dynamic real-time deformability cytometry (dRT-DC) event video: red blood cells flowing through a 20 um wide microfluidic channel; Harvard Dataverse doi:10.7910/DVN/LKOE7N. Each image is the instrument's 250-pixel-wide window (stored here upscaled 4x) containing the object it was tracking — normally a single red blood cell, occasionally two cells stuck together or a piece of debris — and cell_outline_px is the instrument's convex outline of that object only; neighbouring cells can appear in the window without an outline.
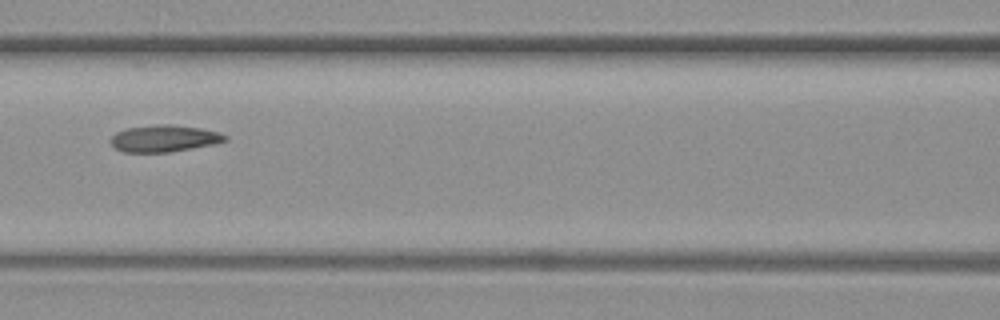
{"species": "common noctule bat (a hibernating species)", "species_latin": "Nyctalus noctula", "temperature_condition": "warm", "stored_images_in_passage": 6, "camera_frame_rate_fps": 3000, "um_per_image_px": 0.085, "animal": {"sex": "female", "body_mass_g": 19.3, "forearm_length_mm": 54.1}, "frame": {"image": 1, "passage_image": 3, "time_ms": 2.333, "image_size_px": [1000, 320], "cell_outline_px": [[228, 140], [212, 144], [172, 152], [124, 152], [116, 148], [108, 140], [116, 132], [124, 128], [156, 124], [176, 124], [200, 128], [220, 132], [228, 136]], "centroid_in_image_um": [13.95, 11.75], "position_along_channel_um": 152.7, "area_um2": 18.09}}
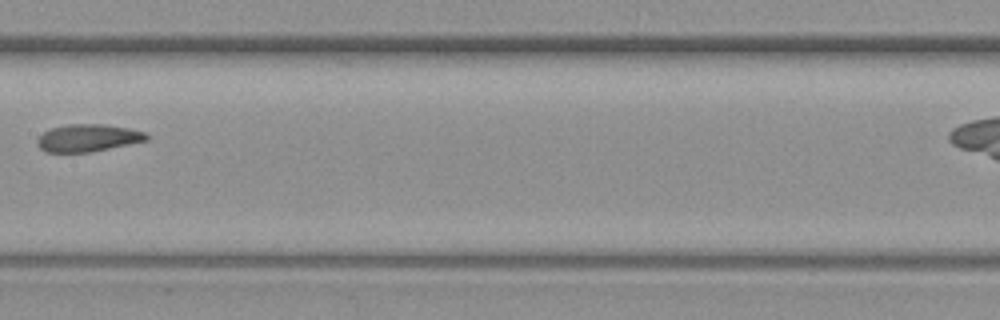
{"frame": {"image": 2, "passage_image": 4, "time_ms": 3.667, "image_size_px": [1000, 320], "cell_outline_px": [[148, 140], [92, 152], [48, 152], [40, 148], [36, 144], [36, 140], [44, 132], [52, 128], [68, 124], [104, 124], [128, 128], [148, 132]], "centroid_in_image_um": [7.5, 11.72], "position_along_channel_um": 199.9, "area_um2": 17.46}}
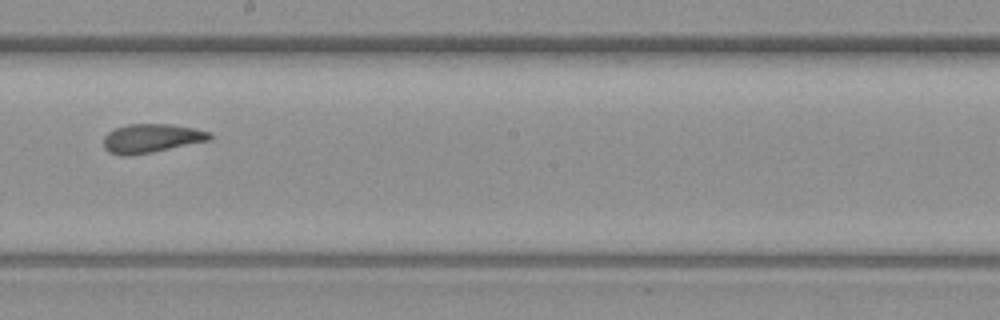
{"frame": {"image": 3, "passage_image": 5, "time_ms": 4.667, "image_size_px": [1000, 320], "cell_outline_px": [[212, 136], [208, 140], [152, 152], [132, 156], [124, 156], [108, 152], [104, 148], [104, 136], [108, 132], [116, 128], [128, 124], [172, 124], [212, 132]], "centroid_in_image_um": [12.83, 11.76], "position_along_channel_um": 235.4, "area_um2": 17.74}}